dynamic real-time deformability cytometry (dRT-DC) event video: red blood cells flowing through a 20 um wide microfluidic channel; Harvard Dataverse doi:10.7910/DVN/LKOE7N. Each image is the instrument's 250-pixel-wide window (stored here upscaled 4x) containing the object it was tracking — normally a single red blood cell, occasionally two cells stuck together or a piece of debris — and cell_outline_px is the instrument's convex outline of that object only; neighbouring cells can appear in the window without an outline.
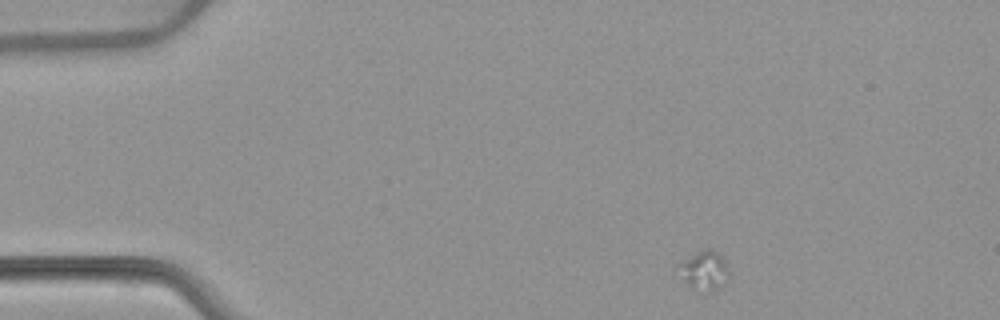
{"species": "common noctule bat (a hibernating species)", "species_latin": "Nyctalus noctula", "temperature_condition": "warm", "stored_images_in_passage": 47, "camera_frame_rate_fps": 3000, "um_per_image_px": 0.085, "animal": {"sex": "female", "body_mass_g": 22.7, "forearm_length_mm": 54.2}, "frame": {"image": 1, "passage_image": 1, "time_ms": 0.0, "image_size_px": [1000, 320], "cell_outline_px": [[728, 280], [720, 288], [692, 288], [688, 284], [680, 264], [684, 260], [696, 252], [704, 248], [712, 248], [724, 260], [728, 272]], "centroid_in_image_um": [59.94, 22.92], "position_along_channel_um": 25.1, "area_um2": 10.52}}
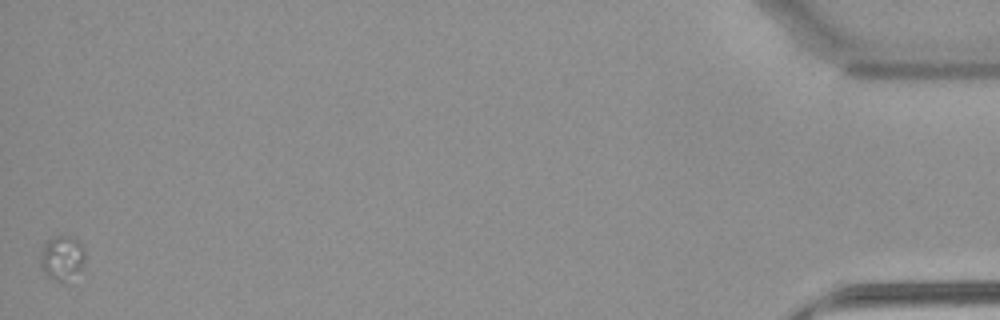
{"frame": {"image": 2, "passage_image": 47, "time_ms": 15.333, "image_size_px": [1000, 320], "cell_outline_px": [[84, 260], [80, 268], [60, 280], [56, 280], [48, 276], [40, 268], [40, 260], [44, 244], [48, 240], [56, 236], [72, 236], [84, 248]], "centroid_in_image_um": [5.23, 21.84], "position_along_channel_um": 430.0, "area_um2": 10.81}}